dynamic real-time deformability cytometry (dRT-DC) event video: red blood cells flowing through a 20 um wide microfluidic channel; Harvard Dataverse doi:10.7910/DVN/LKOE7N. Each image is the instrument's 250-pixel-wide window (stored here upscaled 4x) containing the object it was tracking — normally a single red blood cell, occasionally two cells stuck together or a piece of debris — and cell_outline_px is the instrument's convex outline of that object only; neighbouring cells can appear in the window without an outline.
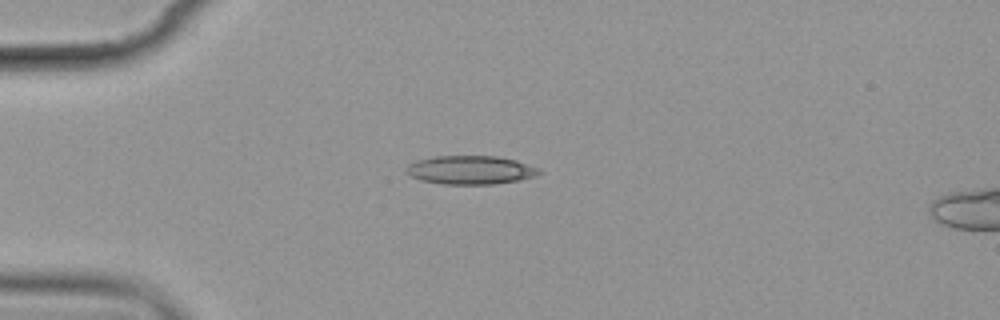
{"species": "common noctule bat (a hibernating species)", "species_latin": "Nyctalus noctula", "temperature_condition": "cold", "stored_images_in_passage": 6, "camera_frame_rate_fps": 3000, "um_per_image_px": 0.085, "animal": {"sex": "female", "body_mass_g": 19.9}, "frame": {"image": 1, "passage_image": 4, "time_ms": 3.667, "image_size_px": [1000, 320], "cell_outline_px": [[544, 172], [536, 176], [520, 180], [496, 184], [444, 184], [420, 180], [412, 176], [408, 172], [408, 164], [416, 160], [436, 156], [496, 156], [516, 160], [540, 168]], "centroid_in_image_um": [40.07, 14.45], "position_along_channel_um": 44.9, "area_um2": 22.2}}
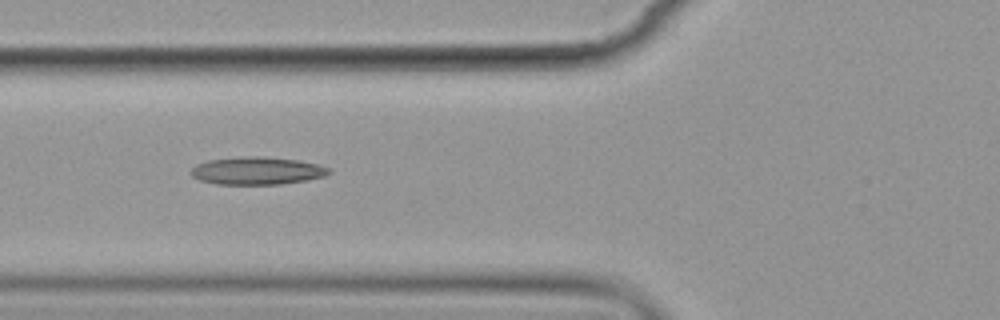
{"frame": {"image": 2, "passage_image": 6, "time_ms": 6.0, "image_size_px": [1000, 320], "cell_outline_px": [[332, 172], [324, 176], [308, 180], [280, 184], [216, 184], [200, 180], [192, 176], [188, 172], [196, 164], [208, 160], [244, 156], [260, 156], [300, 160], [316, 164], [328, 168]], "centroid_in_image_um": [21.82, 14.51], "position_along_channel_um": 104.0, "area_um2": 22.31}}